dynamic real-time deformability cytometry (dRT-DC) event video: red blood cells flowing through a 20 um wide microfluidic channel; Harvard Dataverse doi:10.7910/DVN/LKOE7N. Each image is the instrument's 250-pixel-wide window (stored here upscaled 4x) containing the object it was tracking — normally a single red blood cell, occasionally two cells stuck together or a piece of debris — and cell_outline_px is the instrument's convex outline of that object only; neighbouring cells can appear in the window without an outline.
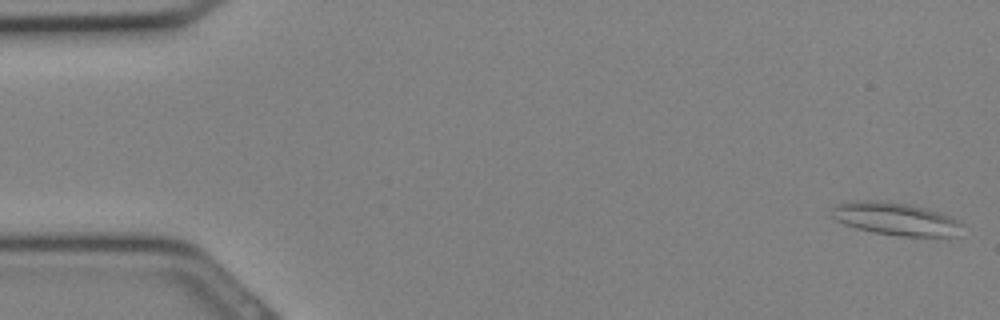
{"species": "Egyptian fruit bat (a non-hibernating species)", "species_latin": "Rousettus aegyptiacus", "temperature_condition": "cold", "stored_images_in_passage": 23, "camera_frame_rate_fps": 3000, "um_per_image_px": 0.085, "animal": {"sex": "female"}, "frame": {"image": 1, "passage_image": 1, "time_ms": 0.0, "image_size_px": [1000, 320], "cell_outline_px": [[960, 224], [952, 236], [900, 236], [872, 232], [856, 228], [844, 224], [836, 220], [832, 216], [832, 208], [836, 204], [852, 200], [884, 200], [908, 204], [924, 208], [948, 216], [956, 220]], "centroid_in_image_um": [75.98, 18.58], "position_along_channel_um": 9.0, "area_um2": 24.45}}
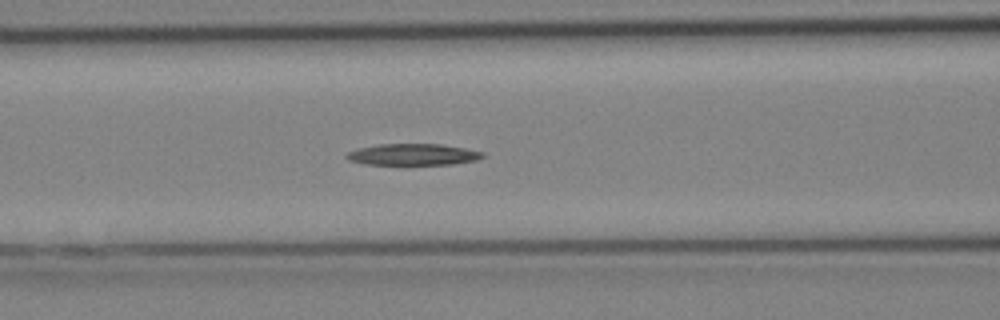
{"frame": {"image": 2, "passage_image": 13, "time_ms": 4.0, "image_size_px": [1000, 320], "cell_outline_px": [[484, 156], [476, 160], [452, 164], [368, 164], [348, 160], [344, 156], [348, 152], [360, 148], [376, 144], [440, 144], [464, 148], [484, 152]], "centroid_in_image_um": [35.1, 13.12], "position_along_channel_um": 131.5, "area_um2": 16.82}}
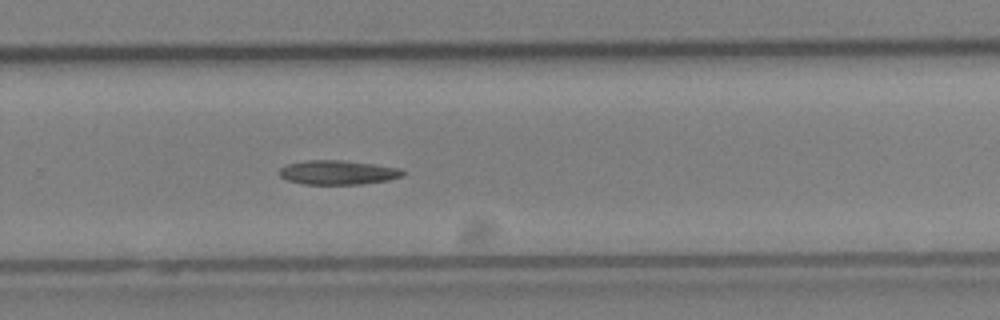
{"frame": {"image": 3, "passage_image": 21, "time_ms": 6.667, "image_size_px": [1000, 320], "cell_outline_px": [[404, 176], [388, 180], [360, 184], [304, 184], [288, 180], [280, 176], [280, 168], [288, 164], [308, 160], [344, 160], [400, 168], [404, 172]], "centroid_in_image_um": [28.73, 14.66], "position_along_channel_um": 301.1, "area_um2": 17.28}}